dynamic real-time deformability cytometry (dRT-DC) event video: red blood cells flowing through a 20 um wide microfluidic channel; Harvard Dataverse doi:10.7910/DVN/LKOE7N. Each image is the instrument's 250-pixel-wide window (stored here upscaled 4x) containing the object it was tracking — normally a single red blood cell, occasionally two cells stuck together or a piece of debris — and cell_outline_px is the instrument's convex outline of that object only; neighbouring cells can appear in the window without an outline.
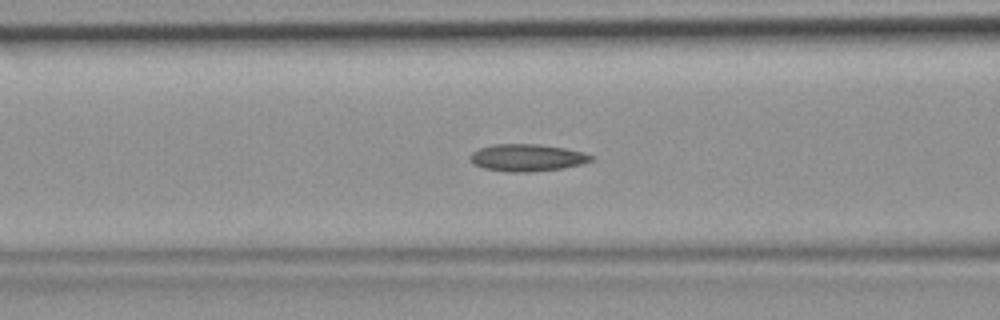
{"species": "common noctule bat (a hibernating species)", "species_latin": "Nyctalus noctula", "temperature_condition": "room temperature", "stored_images_in_passage": 46, "camera_frame_rate_fps": 3000, "um_per_image_px": 0.085, "animal": {"sex": "female", "body_mass_g": 19.9}, "frame": {"image": 1, "passage_image": 18, "time_ms": 5.667, "image_size_px": [1000, 320], "cell_outline_px": [[592, 160], [580, 164], [560, 168], [528, 172], [512, 172], [484, 168], [472, 164], [468, 156], [472, 152], [480, 148], [492, 144], [536, 144], [564, 148], [584, 152], [592, 156]], "centroid_in_image_um": [44.74, 13.39], "position_along_channel_um": 121.9, "area_um2": 18.96}}
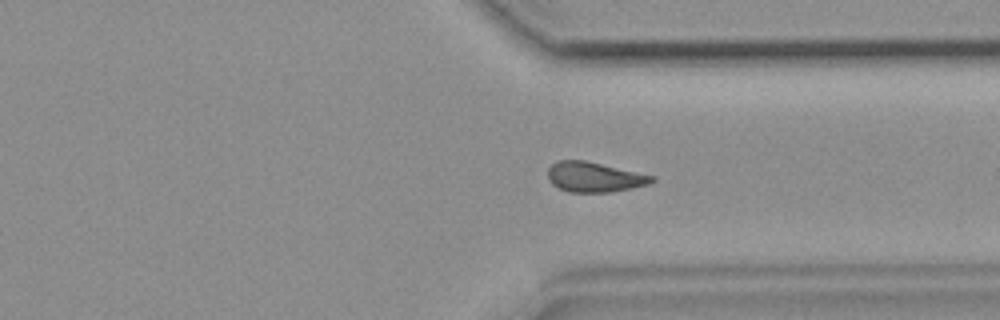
{"frame": {"image": 2, "passage_image": 34, "time_ms": 11.0, "image_size_px": [1000, 320], "cell_outline_px": [[656, 180], [648, 184], [608, 192], [568, 192], [552, 184], [548, 180], [548, 168], [556, 160], [584, 160], [656, 176]], "centroid_in_image_um": [50.49, 15.04], "position_along_channel_um": 360.9, "area_um2": 18.09}}
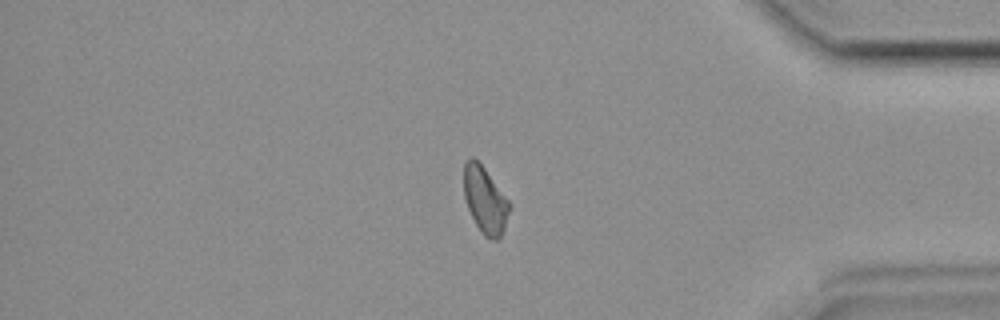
{"frame": {"image": 3, "passage_image": 38, "time_ms": 12.333, "image_size_px": [1000, 320], "cell_outline_px": [[508, 212], [504, 228], [500, 236], [496, 240], [492, 240], [484, 236], [480, 232], [468, 208], [464, 196], [464, 164], [472, 156], [484, 168], [508, 200]], "centroid_in_image_um": [41.2, 17.02], "position_along_channel_um": 394.0, "area_um2": 17.11}}